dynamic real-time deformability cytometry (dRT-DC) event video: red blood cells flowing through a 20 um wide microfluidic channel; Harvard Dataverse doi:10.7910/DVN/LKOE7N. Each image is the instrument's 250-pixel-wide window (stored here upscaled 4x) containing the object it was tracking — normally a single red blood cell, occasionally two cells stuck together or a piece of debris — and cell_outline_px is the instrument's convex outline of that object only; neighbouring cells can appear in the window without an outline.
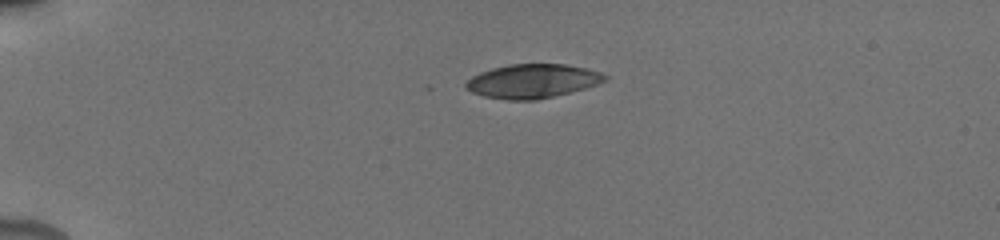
{"species": "human", "species_latin": "Homo sapiens", "temperature_condition": "cold", "stored_images_in_passage": 47, "camera_frame_rate_fps": 3000, "um_per_image_px": 0.085, "donor": {"sex": "male"}, "frame": {"image": 1, "passage_image": 1, "time_ms": 0.0, "image_size_px": [1000, 240], "cell_outline_px": [[608, 80], [584, 88], [536, 100], [508, 100], [484, 96], [472, 92], [464, 88], [464, 84], [472, 76], [480, 72], [492, 68], [508, 64], [564, 64], [584, 68], [600, 72], [608, 76]], "centroid_in_image_um": [45.22, 6.89], "position_along_channel_um": 39.8, "area_um2": 27.34}}
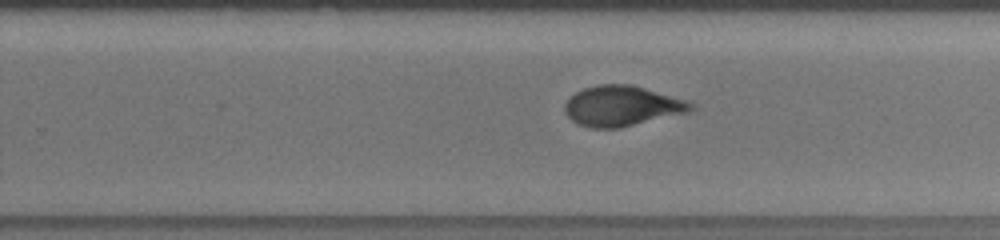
{"frame": {"image": 2, "passage_image": 28, "time_ms": 7.667, "image_size_px": [1000, 240], "cell_outline_px": [[696, 108], [688, 112], [620, 128], [592, 128], [576, 124], [564, 112], [564, 104], [576, 92], [584, 88], [596, 84], [632, 84], [692, 100], [696, 104]], "centroid_in_image_um": [52.93, 8.99], "position_along_channel_um": 276.9, "area_um2": 30.17}}
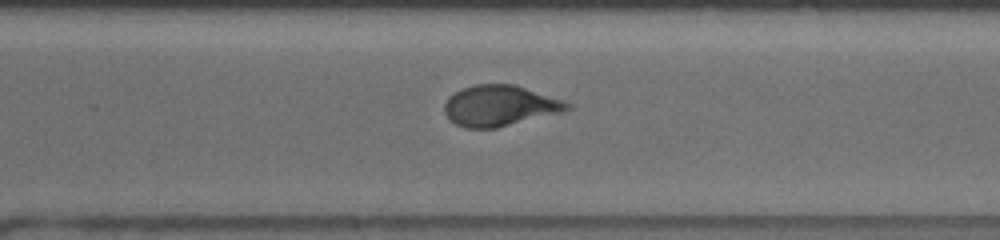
{"frame": {"image": 3, "passage_image": 32, "time_ms": 9.0, "image_size_px": [1000, 240], "cell_outline_px": [[572, 108], [560, 112], [496, 128], [464, 128], [456, 124], [444, 112], [444, 104], [448, 96], [460, 88], [476, 84], [516, 84], [572, 104]], "centroid_in_image_um": [42.44, 8.97], "position_along_channel_um": 328.2, "area_um2": 29.02}, "authors_computed_cell_mechanics": {"area_um2": 29.2468, "velocity_mm_per_s": 3.8333, "shape_relaxation_time_tau1_ms": 4.1104, "shape_relaxation_time_tau2_ms": 1.7392, "deformation_change_tau1": 0.1533, "deformation_change_tau2": 0.0756}}